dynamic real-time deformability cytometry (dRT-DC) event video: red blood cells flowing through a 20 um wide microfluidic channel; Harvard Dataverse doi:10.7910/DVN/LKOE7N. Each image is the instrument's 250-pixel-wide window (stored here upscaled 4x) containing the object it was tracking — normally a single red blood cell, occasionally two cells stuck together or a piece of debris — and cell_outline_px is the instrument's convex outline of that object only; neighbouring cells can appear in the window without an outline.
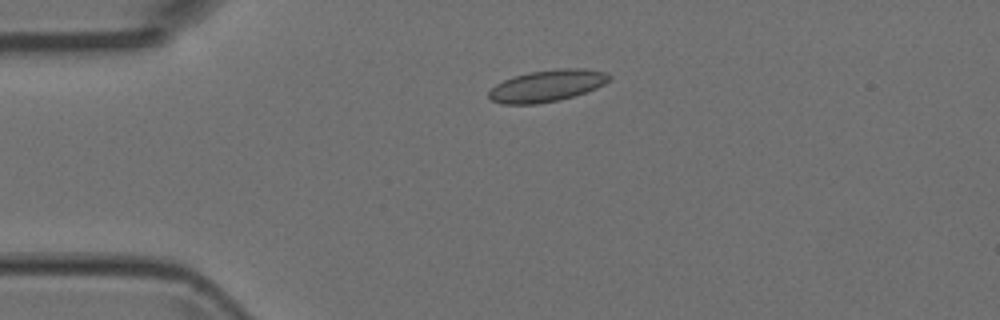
{"species": "Egyptian fruit bat (a non-hibernating species)", "species_latin": "Rousettus aegyptiacus", "temperature_condition": "room temperature", "stored_images_in_passage": 2, "camera_frame_rate_fps": 3000, "um_per_image_px": 0.085, "animal": {"sex": "female"}, "frame": {"image": 1, "passage_image": 1, "time_ms": 0.0, "image_size_px": [1000, 320], "cell_outline_px": [[612, 76], [604, 84], [596, 88], [560, 100], [536, 104], [500, 104], [492, 100], [488, 96], [488, 92], [496, 84], [512, 76], [528, 72], [560, 68], [588, 68], [608, 72]], "centroid_in_image_um": [46.5, 7.28], "position_along_channel_um": 38.5, "area_um2": 22.43}}